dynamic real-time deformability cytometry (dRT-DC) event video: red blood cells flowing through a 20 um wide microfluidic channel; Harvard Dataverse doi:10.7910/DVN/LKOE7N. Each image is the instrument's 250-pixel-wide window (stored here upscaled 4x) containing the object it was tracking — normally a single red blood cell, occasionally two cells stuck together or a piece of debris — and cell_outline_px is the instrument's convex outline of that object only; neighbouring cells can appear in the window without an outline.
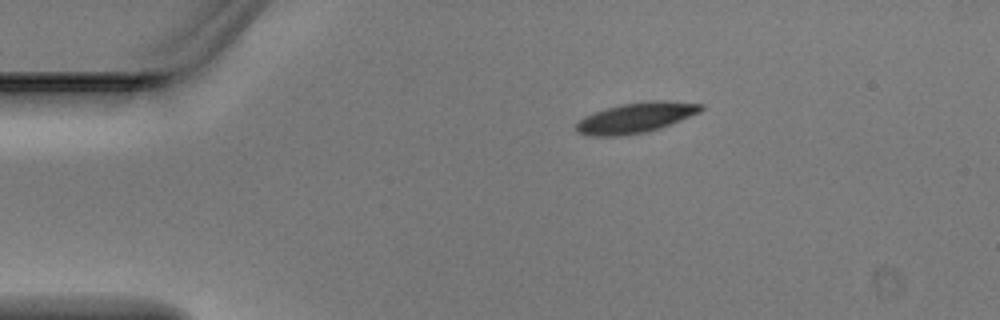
{"species": "Egyptian fruit bat (a non-hibernating species)", "species_latin": "Rousettus aegyptiacus", "temperature_condition": "warm", "stored_images_in_passage": 3, "camera_frame_rate_fps": 3000, "um_per_image_px": 0.085, "animal": {"sex": "male"}, "frame": {"image": 1, "passage_image": 1, "time_ms": 0.0, "image_size_px": [1000, 320], "cell_outline_px": [[704, 108], [700, 112], [660, 128], [644, 132], [616, 136], [592, 136], [576, 132], [576, 124], [584, 116], [592, 112], [620, 104], [652, 100], [660, 100], [704, 104]], "centroid_in_image_um": [54.03, 9.99], "position_along_channel_um": 31.0, "area_um2": 21.91}}
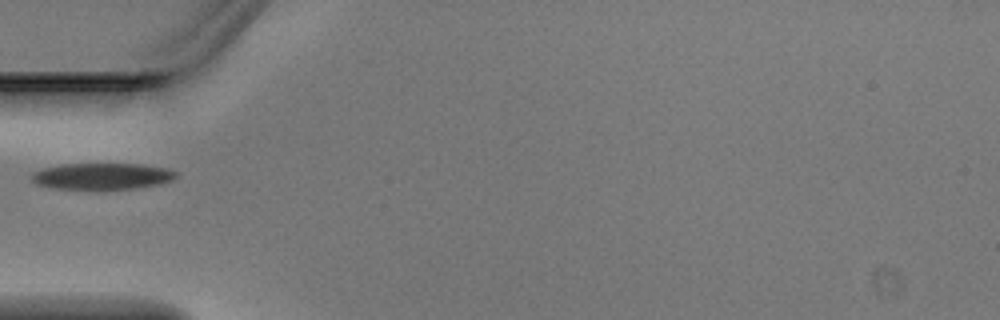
{"frame": {"image": 2, "passage_image": 3, "time_ms": 0.667, "image_size_px": [1000, 320], "cell_outline_px": [[176, 176], [172, 180], [160, 184], [136, 188], [56, 188], [36, 184], [32, 180], [32, 172], [44, 168], [60, 164], [140, 164], [168, 168], [176, 172]], "centroid_in_image_um": [8.69, 14.96], "position_along_channel_um": 76.3, "area_um2": 21.85}}